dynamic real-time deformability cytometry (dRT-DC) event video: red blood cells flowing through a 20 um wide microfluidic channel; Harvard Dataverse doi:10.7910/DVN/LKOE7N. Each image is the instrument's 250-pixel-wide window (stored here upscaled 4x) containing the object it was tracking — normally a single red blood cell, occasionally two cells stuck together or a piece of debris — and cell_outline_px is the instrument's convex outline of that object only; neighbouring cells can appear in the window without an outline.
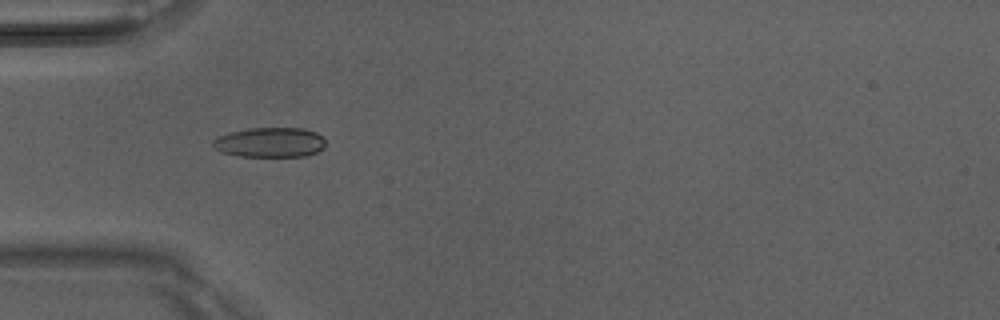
{"species": "Egyptian fruit bat (a non-hibernating species)", "species_latin": "Rousettus aegyptiacus", "temperature_condition": "room temperature", "stored_images_in_passage": 5, "camera_frame_rate_fps": 3000, "um_per_image_px": 0.085, "animal": {"sex": "male"}, "frame": {"image": 1, "passage_image": 5, "time_ms": 1.333, "image_size_px": [1000, 320], "cell_outline_px": [[324, 148], [316, 152], [304, 156], [240, 156], [224, 152], [216, 148], [212, 144], [212, 140], [220, 136], [232, 132], [252, 128], [304, 128], [316, 132], [324, 140]], "centroid_in_image_um": [22.98, 12.1], "position_along_channel_um": 62.0, "area_um2": 19.25}}